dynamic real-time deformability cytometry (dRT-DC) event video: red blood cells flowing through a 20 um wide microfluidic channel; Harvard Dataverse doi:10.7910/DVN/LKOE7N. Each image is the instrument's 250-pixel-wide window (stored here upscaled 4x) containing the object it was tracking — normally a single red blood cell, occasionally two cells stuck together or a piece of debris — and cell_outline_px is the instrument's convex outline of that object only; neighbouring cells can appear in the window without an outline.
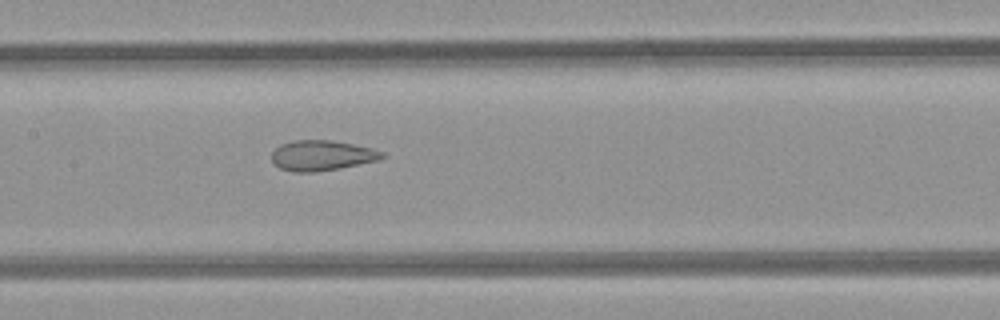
{"species": "common noctule bat (a hibernating species)", "species_latin": "Nyctalus noctula", "temperature_condition": "room temperature", "stored_images_in_passage": 4, "camera_frame_rate_fps": 3000, "um_per_image_px": 0.085, "animal": {"sex": "female", "body_mass_g": 21.9}, "frame": {"image": 1, "passage_image": 4, "time_ms": 1.0, "image_size_px": [1000, 320], "cell_outline_px": [[388, 156], [380, 160], [340, 168], [316, 172], [292, 172], [280, 168], [272, 160], [272, 152], [280, 144], [292, 140], [328, 140], [352, 144], [372, 148], [384, 152]], "centroid_in_image_um": [27.38, 13.22], "position_along_channel_um": 180.0, "area_um2": 19.59}}